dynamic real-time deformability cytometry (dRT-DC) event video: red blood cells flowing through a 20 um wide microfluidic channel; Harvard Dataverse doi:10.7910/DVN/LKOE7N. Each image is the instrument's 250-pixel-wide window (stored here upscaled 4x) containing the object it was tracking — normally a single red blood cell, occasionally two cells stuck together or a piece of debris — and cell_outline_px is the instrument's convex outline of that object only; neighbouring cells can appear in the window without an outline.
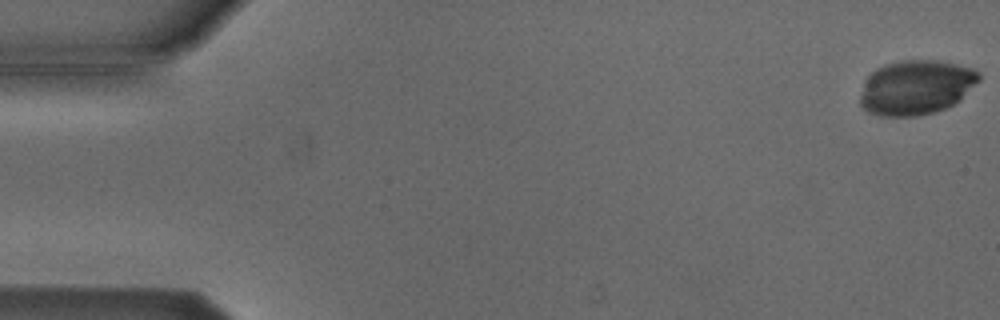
{"species": "Egyptian fruit bat (a non-hibernating species)", "species_latin": "Rousettus aegyptiacus", "temperature_condition": "cold", "stored_images_in_passage": 17, "camera_frame_rate_fps": 3000, "um_per_image_px": 0.085, "animal": {"sex": "male"}, "frame": {"image": 1, "passage_image": 1, "time_ms": 0.0, "image_size_px": [1000, 320], "cell_outline_px": [[980, 80], [960, 100], [944, 108], [932, 112], [916, 116], [880, 116], [868, 112], [860, 104], [860, 96], [864, 80], [876, 68], [884, 64], [900, 60], [936, 60], [956, 64], [972, 68], [980, 72]], "centroid_in_image_um": [77.85, 7.41], "position_along_channel_um": 7.2, "area_um2": 37.86}}